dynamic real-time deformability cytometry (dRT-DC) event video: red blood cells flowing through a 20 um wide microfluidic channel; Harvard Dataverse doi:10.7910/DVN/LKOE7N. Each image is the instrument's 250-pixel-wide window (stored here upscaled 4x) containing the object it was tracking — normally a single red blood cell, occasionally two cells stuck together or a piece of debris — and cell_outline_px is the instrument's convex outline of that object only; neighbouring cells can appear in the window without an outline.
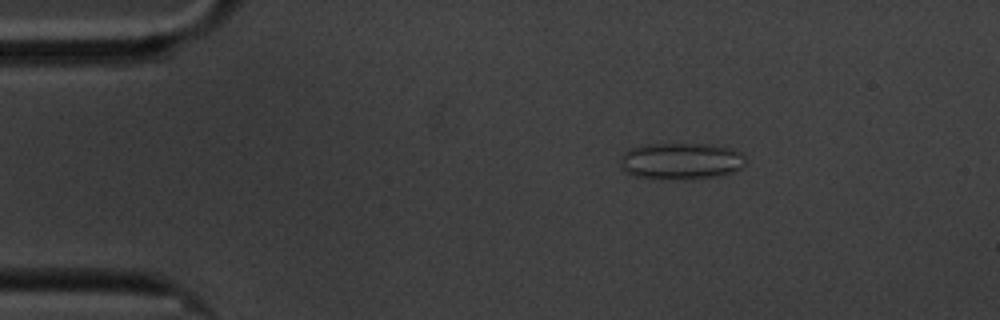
{"species": "common noctule bat (a hibernating species)", "species_latin": "Nyctalus noctula", "temperature_condition": "cold", "stored_images_in_passage": 3, "camera_frame_rate_fps": 3000, "um_per_image_px": 0.085, "animal": {"sex": "male", "body_mass_g": 20.1, "forearm_length_mm": 53.5}, "frame": {"image": 1, "passage_image": 1, "time_ms": 0.0, "image_size_px": [1000, 320], "cell_outline_px": [[748, 160], [736, 172], [716, 176], [684, 180], [680, 180], [636, 176], [624, 172], [620, 168], [620, 164], [624, 152], [632, 148], [648, 144], [708, 144], [728, 148], [740, 152]], "centroid_in_image_um": [57.9, 13.7], "position_along_channel_um": 27.1, "area_um2": 26.82}}